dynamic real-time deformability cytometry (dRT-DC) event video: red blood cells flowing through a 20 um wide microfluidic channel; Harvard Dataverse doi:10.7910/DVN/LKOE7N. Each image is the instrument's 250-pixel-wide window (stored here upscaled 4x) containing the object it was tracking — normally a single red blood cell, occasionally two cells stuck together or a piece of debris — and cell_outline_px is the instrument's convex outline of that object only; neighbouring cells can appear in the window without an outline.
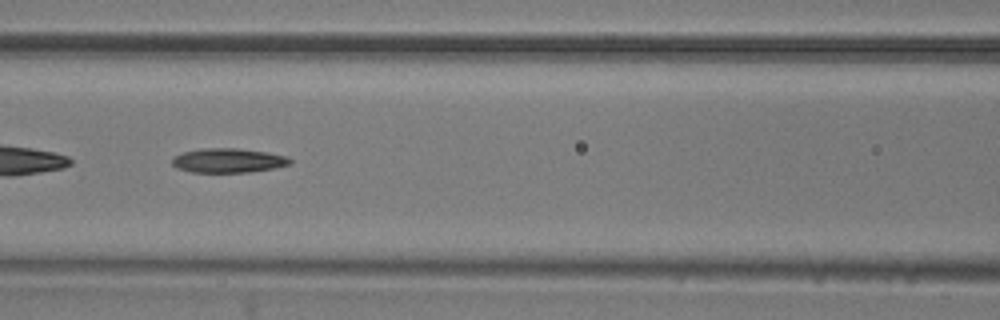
{"species": "common noctule bat (a hibernating species)", "species_latin": "Nyctalus noctula", "temperature_condition": "room temperature", "stored_images_in_passage": 51, "camera_frame_rate_fps": 3000, "um_per_image_px": 0.085, "animal": {"sex": "male", "body_mass_g": 20.5, "forearm_length_mm": 52.5}, "frame": {"image": 1, "passage_image": 22, "time_ms": 7.0, "image_size_px": [1000, 320], "cell_outline_px": [[292, 164], [272, 168], [248, 172], [192, 172], [176, 168], [172, 164], [172, 156], [184, 152], [200, 148], [236, 148], [264, 152], [288, 156], [292, 160]], "centroid_in_image_um": [19.37, 13.64], "position_along_channel_um": 147.2, "area_um2": 16.7}, "authors_computed_cell_mechanics": {"area_um2": 16.6464, "velocity_mm_per_s": 3.8971, "shape_relaxation_time_tau1_ms": 8.1387, "shape_relaxation_time_tau2_ms": null, "deformation_change_tau1": 0.175, "deformation_change_tau2": null}}